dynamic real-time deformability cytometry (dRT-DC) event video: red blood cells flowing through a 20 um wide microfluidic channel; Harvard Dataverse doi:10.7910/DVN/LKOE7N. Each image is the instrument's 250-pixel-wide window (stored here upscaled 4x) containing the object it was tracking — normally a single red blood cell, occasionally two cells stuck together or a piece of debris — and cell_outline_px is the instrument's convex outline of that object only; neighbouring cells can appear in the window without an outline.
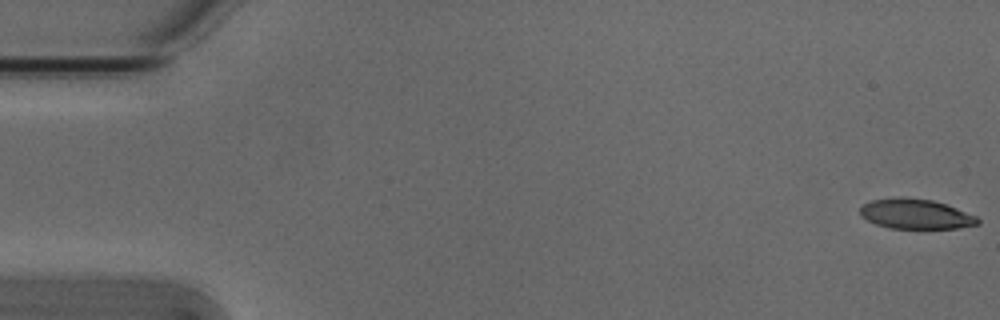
{"species": "Egyptian fruit bat (a non-hibernating species)", "species_latin": "Rousettus aegyptiacus", "temperature_condition": "cold", "stored_images_in_passage": 17, "camera_frame_rate_fps": 3000, "um_per_image_px": 0.085, "animal": {"sex": "male"}, "frame": {"image": 1, "passage_image": 1, "time_ms": 0.0, "image_size_px": [1000, 320], "cell_outline_px": [[980, 224], [960, 228], [924, 232], [888, 228], [876, 224], [860, 216], [860, 208], [864, 204], [872, 200], [932, 200], [956, 208], [976, 216], [980, 220]], "centroid_in_image_um": [77.91, 18.31], "position_along_channel_um": 7.1, "area_um2": 20.69}}
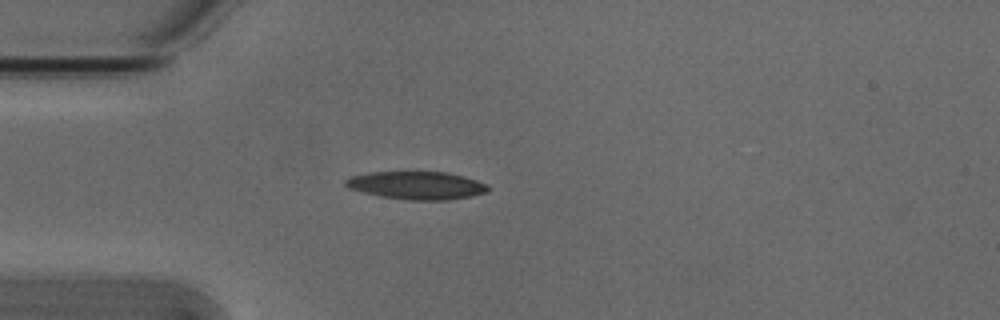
{"frame": {"image": 2, "passage_image": 15, "time_ms": 4.667, "image_size_px": [1000, 320], "cell_outline_px": [[488, 192], [472, 196], [448, 200], [412, 200], [380, 196], [348, 188], [344, 184], [344, 180], [352, 176], [368, 172], [448, 172], [464, 176], [488, 184]], "centroid_in_image_um": [35.44, 15.75], "position_along_channel_um": 49.6, "area_um2": 23.18}}